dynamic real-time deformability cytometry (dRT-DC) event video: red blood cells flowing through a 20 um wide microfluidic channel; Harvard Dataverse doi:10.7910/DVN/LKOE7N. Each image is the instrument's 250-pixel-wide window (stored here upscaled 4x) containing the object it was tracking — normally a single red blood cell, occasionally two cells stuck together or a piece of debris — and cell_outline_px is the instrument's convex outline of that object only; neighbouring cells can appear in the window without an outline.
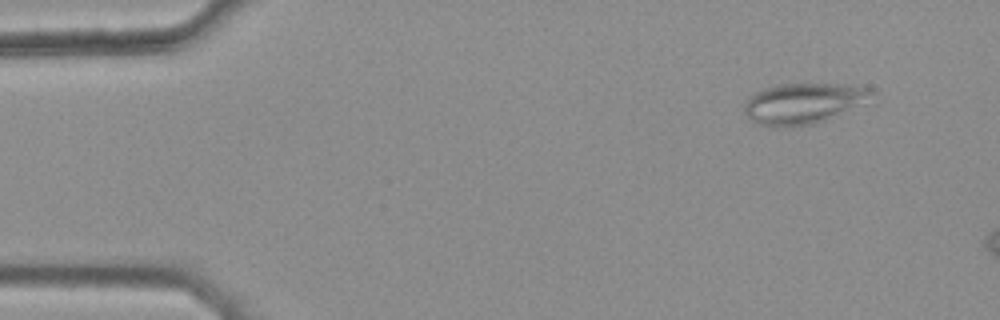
{"species": "common noctule bat (a hibernating species)", "species_latin": "Nyctalus noctula", "temperature_condition": "warm", "stored_images_in_passage": 11, "camera_frame_rate_fps": 3000, "um_per_image_px": 0.085, "animal": {"sex": "female", "body_mass_g": 25.1}, "frame": {"image": 1, "passage_image": 5, "time_ms": 1.333, "image_size_px": [1000, 320], "cell_outline_px": [[876, 104], [816, 124], [792, 128], [772, 128], [756, 124], [744, 112], [744, 104], [756, 92], [764, 88], [776, 84], [840, 84], [872, 88], [876, 92]], "centroid_in_image_um": [68.5, 8.83], "position_along_channel_um": 16.5, "area_um2": 32.08}}